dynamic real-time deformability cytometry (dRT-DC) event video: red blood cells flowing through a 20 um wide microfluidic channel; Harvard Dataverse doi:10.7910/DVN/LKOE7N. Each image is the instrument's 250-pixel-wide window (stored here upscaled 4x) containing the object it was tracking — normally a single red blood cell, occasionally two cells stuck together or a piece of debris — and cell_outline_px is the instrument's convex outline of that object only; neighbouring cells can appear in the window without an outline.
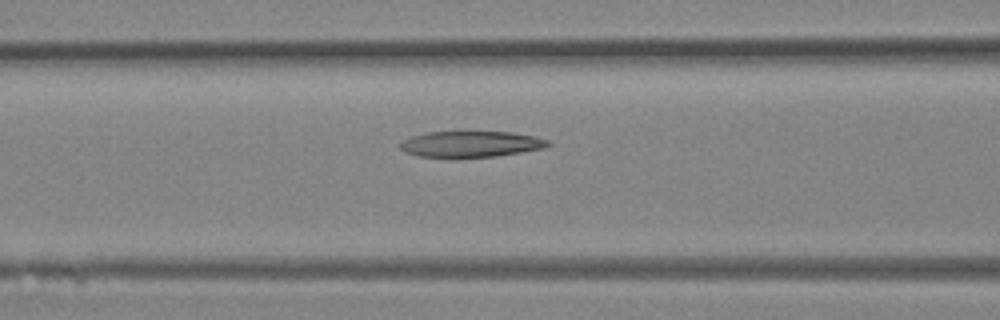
{"species": "Egyptian fruit bat (a non-hibernating species)", "species_latin": "Rousettus aegyptiacus", "temperature_condition": "room temperature", "stored_images_in_passage": 13, "camera_frame_rate_fps": 3000, "um_per_image_px": 0.085, "animal": {"sex": "female"}, "frame": {"image": 1, "passage_image": 8, "time_ms": 2.333, "image_size_px": [1000, 320], "cell_outline_px": [[552, 144], [544, 148], [496, 156], [420, 156], [404, 152], [400, 148], [400, 144], [404, 140], [412, 136], [428, 132], [512, 132], [532, 136], [548, 140]], "centroid_in_image_um": [40.04, 12.23], "position_along_channel_um": 126.6, "area_um2": 21.85}}
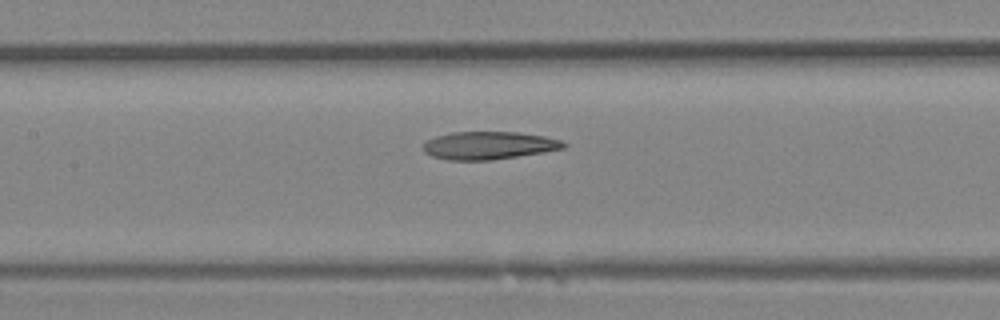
{"frame": {"image": 2, "passage_image": 10, "time_ms": 3.0, "image_size_px": [1000, 320], "cell_outline_px": [[568, 144], [564, 148], [544, 152], [492, 160], [448, 160], [432, 156], [424, 152], [424, 144], [428, 140], [436, 136], [452, 132], [516, 132], [544, 136], [560, 140]], "centroid_in_image_um": [41.56, 12.36], "position_along_channel_um": 165.8, "area_um2": 22.66}}